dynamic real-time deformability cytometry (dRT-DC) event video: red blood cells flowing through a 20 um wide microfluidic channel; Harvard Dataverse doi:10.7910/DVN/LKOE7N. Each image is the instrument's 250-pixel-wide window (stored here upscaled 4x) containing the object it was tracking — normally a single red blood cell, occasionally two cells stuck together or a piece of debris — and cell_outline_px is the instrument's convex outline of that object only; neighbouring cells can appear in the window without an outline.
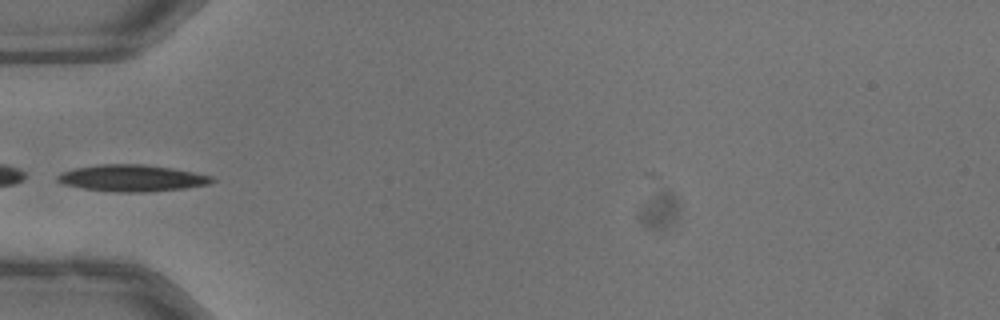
{"species": "common noctule bat (a hibernating species)", "species_latin": "Nyctalus noctula", "temperature_condition": "warm", "stored_images_in_passage": 21, "camera_frame_rate_fps": 3000, "um_per_image_px": 0.085, "animal": {"sex": "male", "body_mass_g": 13.3}, "frame": {"image": 1, "passage_image": 3, "time_ms": 0.667, "image_size_px": [1000, 320], "cell_outline_px": [[216, 180], [208, 184], [184, 188], [148, 192], [112, 192], [84, 188], [64, 184], [56, 180], [56, 176], [60, 172], [76, 168], [100, 164], [144, 164], [172, 168], [212, 176]], "centroid_in_image_um": [11.2, 15.14], "position_along_channel_um": 73.8, "area_um2": 23.93}}